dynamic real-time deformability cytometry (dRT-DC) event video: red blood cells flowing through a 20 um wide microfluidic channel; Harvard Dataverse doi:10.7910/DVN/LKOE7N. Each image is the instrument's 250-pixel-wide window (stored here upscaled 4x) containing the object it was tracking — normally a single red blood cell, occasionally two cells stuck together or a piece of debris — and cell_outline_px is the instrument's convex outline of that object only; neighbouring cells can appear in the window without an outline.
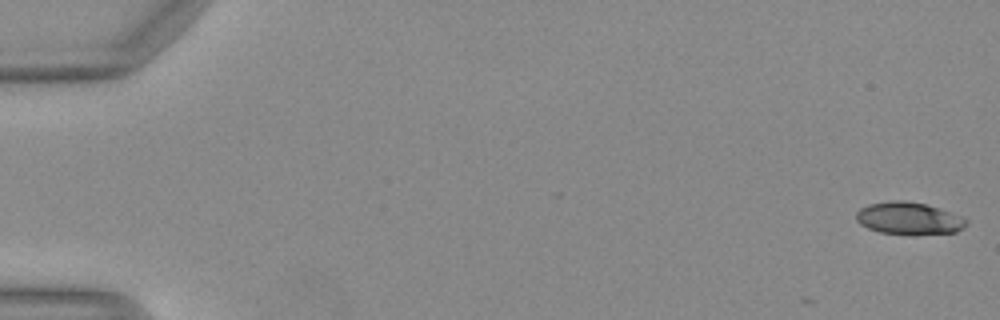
{"species": "Egyptian fruit bat (a non-hibernating species)", "species_latin": "Rousettus aegyptiacus", "temperature_condition": "warm", "stored_images_in_passage": 8, "camera_frame_rate_fps": 3000, "um_per_image_px": 0.085, "animal": {"sex": "female"}, "frame": {"image": 1, "passage_image": 1, "time_ms": 0.0, "image_size_px": [1000, 320], "cell_outline_px": [[968, 224], [964, 228], [956, 232], [916, 236], [908, 236], [880, 232], [868, 228], [860, 224], [856, 220], [856, 212], [860, 208], [868, 204], [892, 200], [904, 200], [924, 204], [940, 208], [960, 216], [968, 220]], "centroid_in_image_um": [77.26, 18.59], "position_along_channel_um": 7.7, "area_um2": 21.27}}